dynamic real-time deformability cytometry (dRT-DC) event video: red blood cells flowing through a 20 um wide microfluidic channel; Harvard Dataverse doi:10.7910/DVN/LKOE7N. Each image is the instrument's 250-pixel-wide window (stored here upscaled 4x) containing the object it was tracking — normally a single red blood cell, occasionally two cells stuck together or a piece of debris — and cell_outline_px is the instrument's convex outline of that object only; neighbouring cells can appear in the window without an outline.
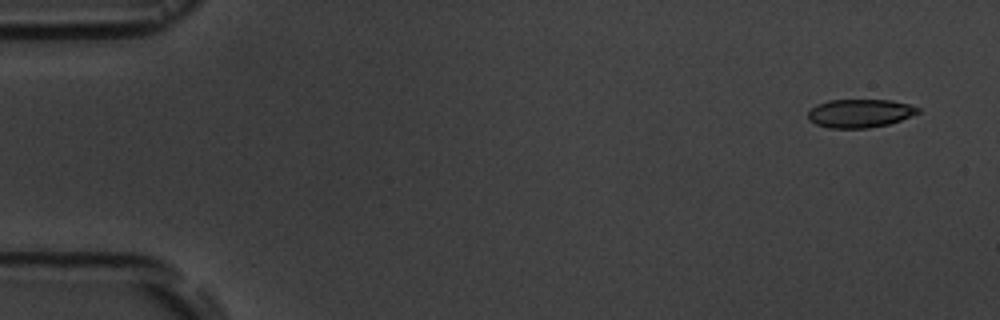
{"species": "common noctule bat (a hibernating species)", "species_latin": "Nyctalus noctula", "temperature_condition": "room temperature", "stored_images_in_passage": 4, "camera_frame_rate_fps": 3000, "um_per_image_px": 0.085, "animal": {"sex": "male", "body_mass_g": 19.5, "forearm_length_mm": 54.6}, "frame": {"image": 1, "passage_image": 1, "time_ms": 0.0, "image_size_px": [1000, 320], "cell_outline_px": [[920, 112], [900, 120], [888, 124], [868, 128], [828, 128], [816, 124], [808, 120], [808, 112], [816, 104], [828, 100], [892, 100], [908, 104], [920, 108]], "centroid_in_image_um": [73.07, 9.63], "position_along_channel_um": 11.9, "area_um2": 18.21}}